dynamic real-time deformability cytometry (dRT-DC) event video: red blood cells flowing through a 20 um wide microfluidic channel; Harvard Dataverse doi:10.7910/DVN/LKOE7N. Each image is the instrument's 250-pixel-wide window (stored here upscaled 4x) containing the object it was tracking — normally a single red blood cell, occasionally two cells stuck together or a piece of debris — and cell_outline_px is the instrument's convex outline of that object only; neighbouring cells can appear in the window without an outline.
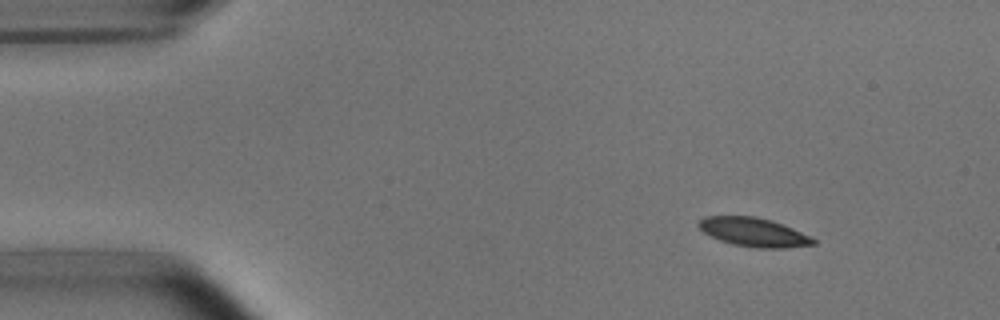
{"species": "common noctule bat (a hibernating species)", "species_latin": "Nyctalus noctula", "temperature_condition": "room temperature", "stored_images_in_passage": 8, "camera_frame_rate_fps": 3000, "um_per_image_px": 0.085, "animal": {"sex": "male", "body_mass_g": 15.6}, "frame": {"image": 1, "passage_image": 1, "time_ms": 0.0, "image_size_px": [1000, 320], "cell_outline_px": [[816, 244], [784, 248], [756, 248], [732, 244], [720, 240], [704, 232], [696, 224], [704, 216], [756, 216], [772, 220], [792, 228], [816, 240]], "centroid_in_image_um": [64.04, 19.73], "position_along_channel_um": 21.0, "area_um2": 19.13}}
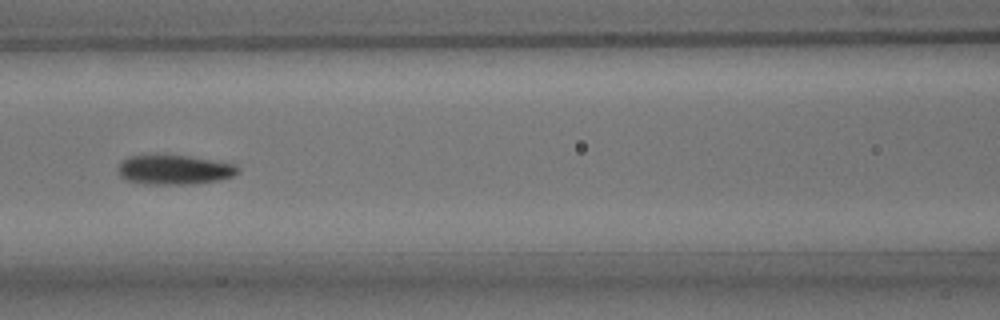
{"frame": {"image": 2, "passage_image": 6, "time_ms": 5.667, "image_size_px": [1000, 320], "cell_outline_px": [[240, 172], [232, 176], [220, 180], [192, 184], [144, 184], [124, 180], [120, 176], [116, 168], [120, 160], [128, 156], [188, 156], [236, 164], [240, 168]], "centroid_in_image_um": [14.79, 14.44], "position_along_channel_um": 151.8, "area_um2": 20.75}}
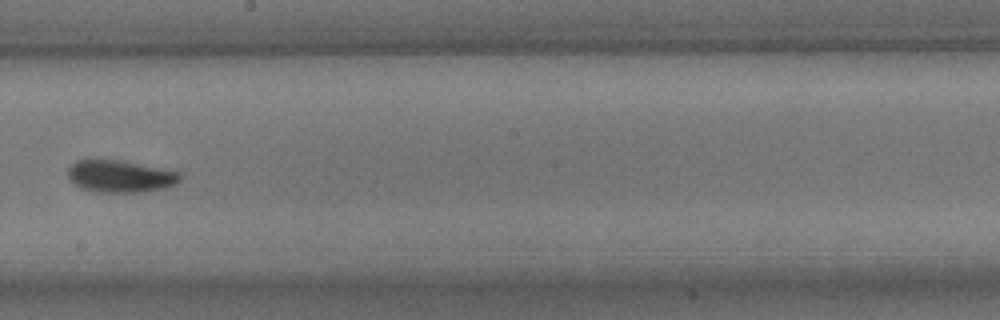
{"frame": {"image": 3, "passage_image": 8, "time_ms": 8.0, "image_size_px": [1000, 320], "cell_outline_px": [[180, 180], [176, 184], [168, 188], [140, 192], [96, 192], [80, 188], [72, 184], [68, 180], [68, 168], [76, 160], [120, 160], [180, 172]], "centroid_in_image_um": [10.19, 15.0], "position_along_channel_um": 238.0, "area_um2": 21.15}}